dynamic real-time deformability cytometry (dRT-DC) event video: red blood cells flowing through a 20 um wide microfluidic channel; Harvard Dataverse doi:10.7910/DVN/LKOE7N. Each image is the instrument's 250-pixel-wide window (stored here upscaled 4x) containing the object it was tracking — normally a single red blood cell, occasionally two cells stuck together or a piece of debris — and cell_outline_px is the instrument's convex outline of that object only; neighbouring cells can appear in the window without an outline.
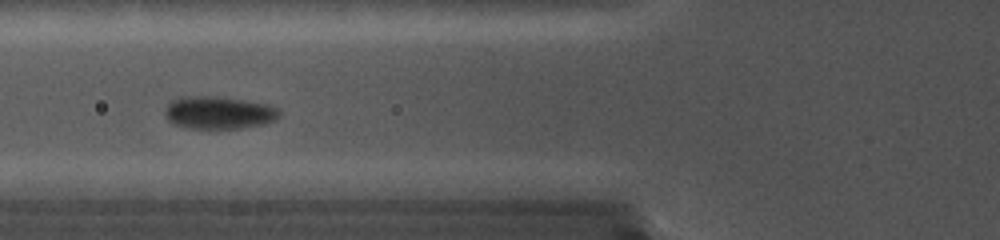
{"species": "common noctule bat (a hibernating species)", "species_latin": "Nyctalus noctula", "temperature_condition": "cold", "stored_images_in_passage": 18, "camera_frame_rate_fps": 5000, "um_per_image_px": 0.085, "animal": {"sex": "female", "body_mass_g": 19.0, "forearm_length_mm": 56.7}, "frame": {"image": 1, "passage_image": 11, "time_ms": 2.0, "image_size_px": [1000, 240], "cell_outline_px": [[280, 116], [276, 120], [264, 124], [240, 128], [208, 132], [184, 128], [172, 124], [168, 120], [164, 112], [168, 104], [172, 100], [180, 96], [212, 96], [240, 100], [264, 104], [276, 108], [280, 112]], "centroid_in_image_um": [18.52, 9.64], "position_along_channel_um": 107.3, "area_um2": 22.43}}
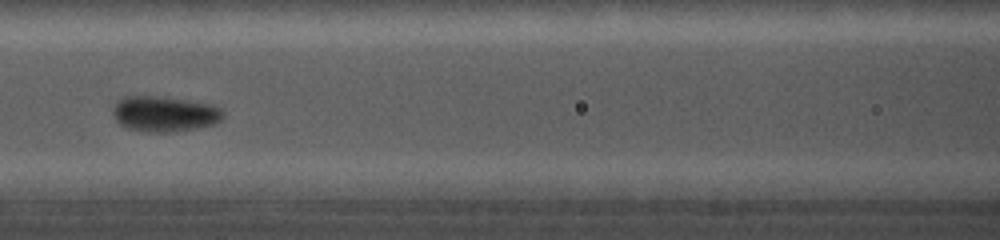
{"frame": {"image": 2, "passage_image": 13, "time_ms": 2.4, "image_size_px": [1000, 240], "cell_outline_px": [[224, 116], [216, 124], [196, 128], [172, 132], [144, 132], [128, 128], [120, 124], [116, 120], [112, 112], [112, 108], [124, 96], [156, 96], [184, 100], [208, 104], [220, 108], [224, 112]], "centroid_in_image_um": [13.97, 9.69], "position_along_channel_um": 152.6, "area_um2": 22.66}}
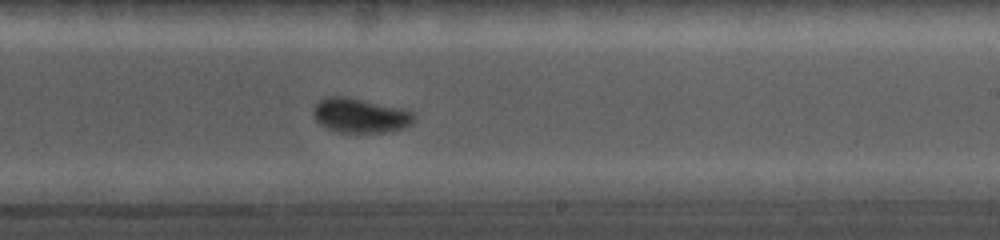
{"frame": {"image": 3, "passage_image": 18, "time_ms": 3.4, "image_size_px": [1000, 240], "cell_outline_px": [[416, 120], [412, 124], [404, 128], [384, 132], [340, 132], [328, 128], [320, 124], [316, 120], [316, 104], [324, 96], [348, 96], [404, 108], [416, 112]], "centroid_in_image_um": [30.72, 9.8], "position_along_channel_um": 258.3, "area_um2": 20.4}}